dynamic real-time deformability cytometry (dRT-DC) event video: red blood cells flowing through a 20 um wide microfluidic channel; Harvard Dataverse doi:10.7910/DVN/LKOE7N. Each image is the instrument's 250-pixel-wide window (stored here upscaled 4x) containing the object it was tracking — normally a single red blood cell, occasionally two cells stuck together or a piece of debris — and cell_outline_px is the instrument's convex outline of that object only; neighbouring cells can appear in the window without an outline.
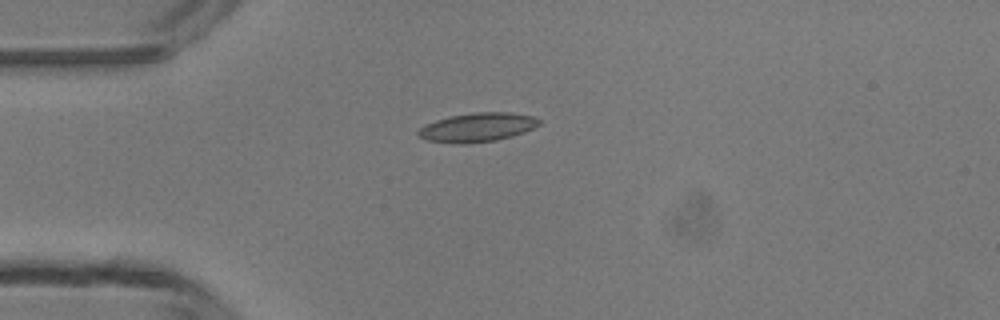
{"species": "common noctule bat (a hibernating species)", "species_latin": "Nyctalus noctula", "temperature_condition": "room temperature", "stored_images_in_passage": 2, "camera_frame_rate_fps": 3000, "um_per_image_px": 0.085, "animal": {"sex": "male", "body_mass_g": 13.3}, "frame": {"image": 1, "passage_image": 1, "time_ms": 0.0, "image_size_px": [1000, 320], "cell_outline_px": [[540, 124], [524, 132], [512, 136], [496, 140], [468, 144], [460, 144], [428, 140], [420, 136], [416, 132], [424, 124], [436, 120], [452, 116], [472, 112], [508, 112], [532, 116], [540, 120]], "centroid_in_image_um": [40.57, 10.82], "position_along_channel_um": 44.4, "area_um2": 20.29}}